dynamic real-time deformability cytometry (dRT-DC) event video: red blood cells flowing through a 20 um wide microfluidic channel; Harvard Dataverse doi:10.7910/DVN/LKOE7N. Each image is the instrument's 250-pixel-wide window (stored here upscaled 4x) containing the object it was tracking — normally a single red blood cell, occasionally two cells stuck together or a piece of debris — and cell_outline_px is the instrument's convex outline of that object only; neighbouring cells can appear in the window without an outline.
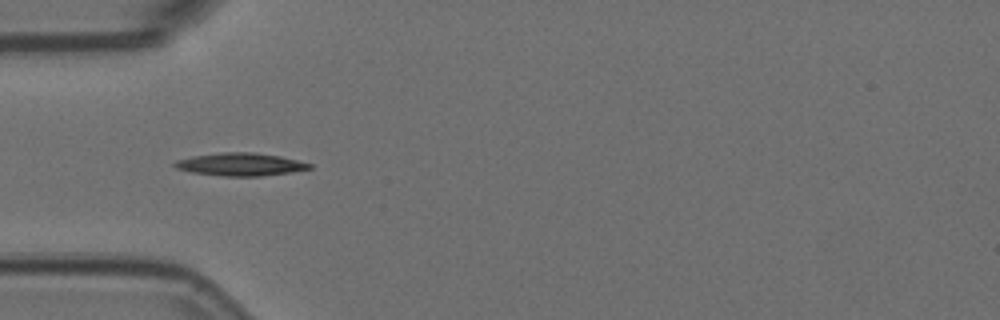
{"species": "Egyptian fruit bat (a non-hibernating species)", "species_latin": "Rousettus aegyptiacus", "temperature_condition": "room temperature", "stored_images_in_passage": 7, "camera_frame_rate_fps": 3000, "um_per_image_px": 0.085, "animal": {"sex": "female"}, "frame": {"image": 1, "passage_image": 6, "time_ms": 1.667, "image_size_px": [1000, 320], "cell_outline_px": [[312, 168], [292, 172], [260, 176], [224, 176], [192, 172], [176, 168], [172, 164], [176, 160], [192, 156], [224, 152], [252, 152], [280, 156], [312, 164]], "centroid_in_image_um": [20.43, 13.97], "position_along_channel_um": 64.6, "area_um2": 17.8}}
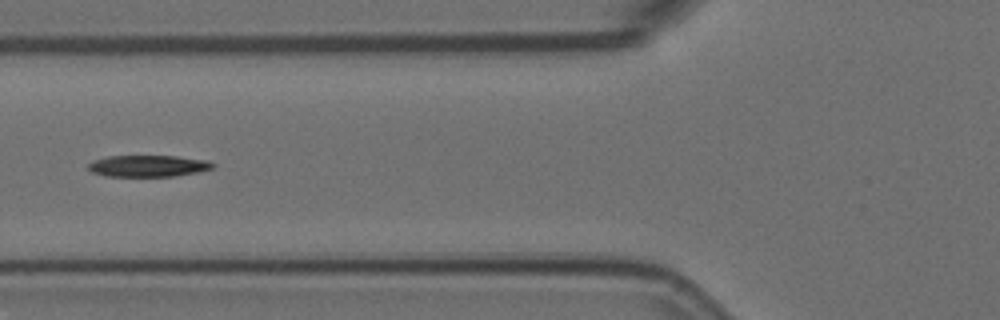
{"frame": {"image": 2, "passage_image": 7, "time_ms": 2.0, "image_size_px": [1000, 320], "cell_outline_px": [[216, 164], [212, 168], [196, 172], [176, 176], [104, 176], [92, 172], [88, 168], [88, 164], [92, 160], [108, 156], [176, 156], [208, 160]], "centroid_in_image_um": [12.58, 14.1], "position_along_channel_um": 113.2, "area_um2": 15.66}}